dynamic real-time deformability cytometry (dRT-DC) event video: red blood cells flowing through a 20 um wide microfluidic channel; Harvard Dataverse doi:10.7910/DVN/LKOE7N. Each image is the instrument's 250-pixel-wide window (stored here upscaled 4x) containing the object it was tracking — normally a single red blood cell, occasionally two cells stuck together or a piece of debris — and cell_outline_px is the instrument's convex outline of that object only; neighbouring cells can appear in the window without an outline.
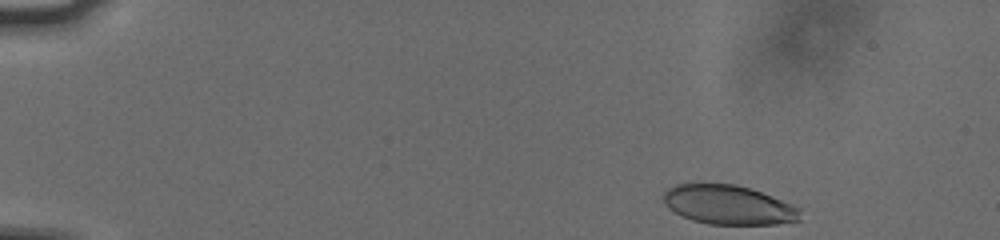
{"species": "human", "species_latin": "Homo sapiens", "temperature_condition": "cold", "stored_images_in_passage": 43, "camera_frame_rate_fps": 3000, "um_per_image_px": 0.085, "donor": {"sex": "male"}, "frame": {"image": 1, "passage_image": 1, "time_ms": 0.0, "image_size_px": [1000, 240], "cell_outline_px": [[800, 220], [776, 224], [708, 224], [692, 220], [668, 208], [664, 204], [664, 192], [668, 188], [676, 184], [736, 184], [772, 196], [792, 204], [800, 208]], "centroid_in_image_um": [61.92, 17.41], "position_along_channel_um": 23.1, "area_um2": 31.04}}
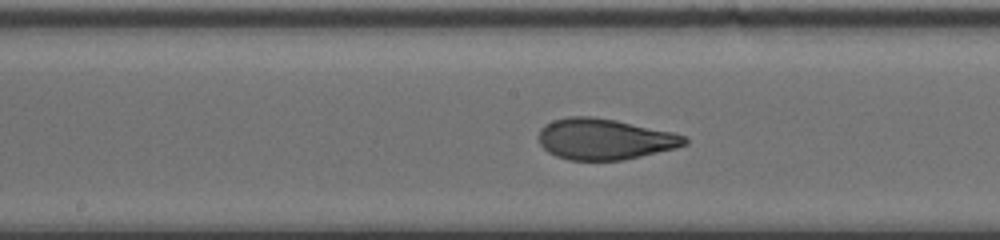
{"frame": {"image": 2, "passage_image": 24, "time_ms": 7.667, "image_size_px": [1000, 240], "cell_outline_px": [[688, 144], [676, 148], [624, 160], [568, 160], [556, 156], [548, 152], [540, 144], [540, 128], [544, 124], [552, 120], [568, 116], [592, 116], [616, 120], [672, 132], [684, 136], [688, 140]], "centroid_in_image_um": [51.38, 11.82], "position_along_channel_um": 196.8, "area_um2": 34.91}}
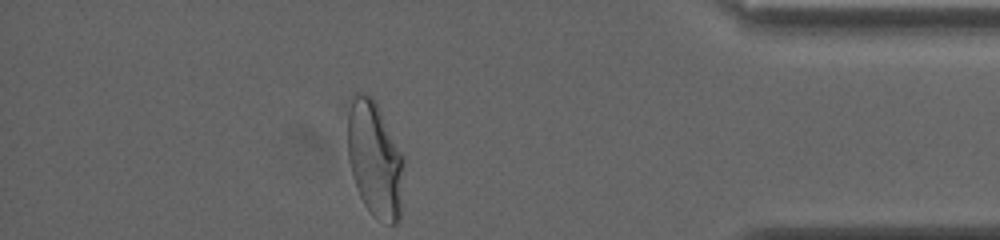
{"frame": {"image": 3, "passage_image": 43, "time_ms": 14.0, "image_size_px": [1000, 240], "cell_outline_px": [[404, 164], [400, 220], [396, 224], [388, 224], [376, 220], [372, 216], [364, 204], [356, 188], [352, 176], [348, 160], [348, 112], [352, 92], [360, 92], [372, 96], [376, 100], [404, 156]], "centroid_in_image_um": [31.87, 13.53], "position_along_channel_um": 403.3, "area_um2": 38.9}, "authors_computed_cell_mechanics": {"area_um2": 34.391, "velocity_mm_per_s": 3.7628, "shape_relaxation_time_tau1_ms": 4.6984, "shape_relaxation_time_tau2_ms": 0.8834, "deformation_change_tau1": 0.1771, "deformation_change_tau2": 0.07}}